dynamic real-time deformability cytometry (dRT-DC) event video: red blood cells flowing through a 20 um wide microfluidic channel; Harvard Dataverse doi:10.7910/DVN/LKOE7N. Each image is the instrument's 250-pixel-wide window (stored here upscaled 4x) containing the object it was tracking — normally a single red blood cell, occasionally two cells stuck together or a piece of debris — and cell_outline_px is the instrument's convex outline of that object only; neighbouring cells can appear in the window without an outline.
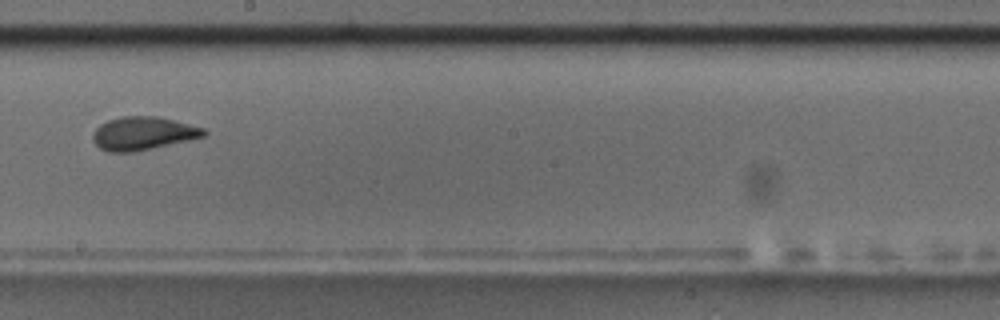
{"species": "common noctule bat (a hibernating species)", "species_latin": "Nyctalus noctula", "temperature_condition": "room temperature", "stored_images_in_passage": 15, "camera_frame_rate_fps": 3000, "um_per_image_px": 0.085, "animal": {"sex": "male", "body_mass_g": 17.5, "forearm_length_mm": 52.3}, "frame": {"image": 1, "passage_image": 9, "time_ms": 10.0, "image_size_px": [1000, 320], "cell_outline_px": [[208, 132], [204, 136], [188, 140], [132, 152], [108, 152], [100, 148], [92, 140], [92, 132], [100, 124], [108, 120], [120, 116], [156, 116], [176, 120], [204, 128]], "centroid_in_image_um": [12.13, 11.32], "position_along_channel_um": 236.1, "area_um2": 21.5}, "authors_computed_cell_mechanics": {"area_um2": 21.4438, "velocity_mm_per_s": 3.5556, "shape_relaxation_time_tau1_ms": 5.4143, "shape_relaxation_time_tau2_ms": 1.4078, "deformation_change_tau1": 0.1388, "deformation_change_tau2": 0.0565}}